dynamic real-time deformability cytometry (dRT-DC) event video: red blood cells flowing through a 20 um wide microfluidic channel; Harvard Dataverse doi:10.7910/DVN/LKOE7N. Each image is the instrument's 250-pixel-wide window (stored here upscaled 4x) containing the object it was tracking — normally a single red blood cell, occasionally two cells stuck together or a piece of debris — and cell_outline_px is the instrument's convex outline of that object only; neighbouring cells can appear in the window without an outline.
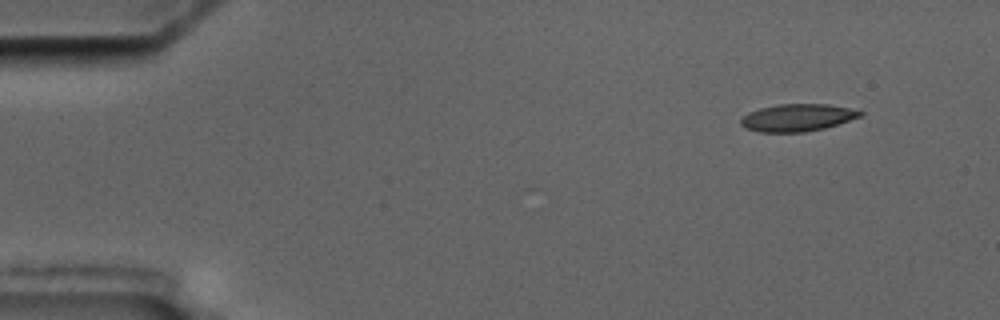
{"species": "common noctule bat (a hibernating species)", "species_latin": "Nyctalus noctula", "temperature_condition": "cold", "stored_images_in_passage": 4, "camera_frame_rate_fps": 3000, "um_per_image_px": 0.085, "animal": {"sex": "male", "body_mass_g": 17.5, "forearm_length_mm": 52.3}, "frame": {"image": 1, "passage_image": 1, "time_ms": 0.0, "image_size_px": [1000, 320], "cell_outline_px": [[864, 112], [860, 116], [824, 128], [804, 132], [760, 132], [744, 128], [740, 124], [740, 120], [748, 112], [760, 108], [776, 104], [828, 104], [848, 108]], "centroid_in_image_um": [67.71, 10.0], "position_along_channel_um": 17.3, "area_um2": 18.84}}
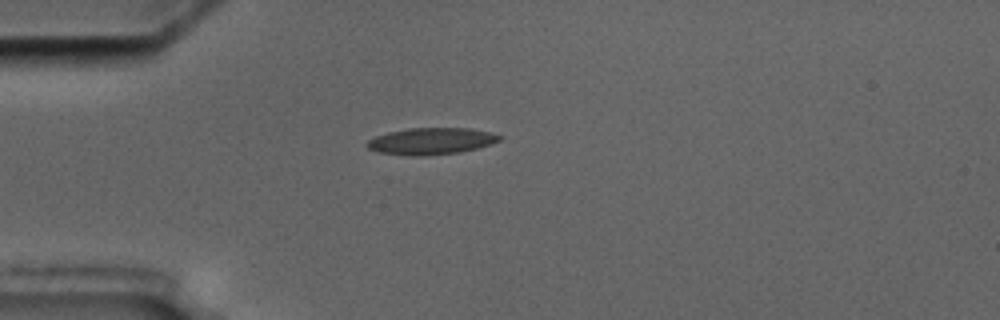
{"frame": {"image": 2, "passage_image": 4, "time_ms": 3.333, "image_size_px": [1000, 320], "cell_outline_px": [[504, 136], [500, 140], [476, 148], [460, 152], [424, 156], [412, 156], [380, 152], [368, 148], [364, 144], [368, 140], [376, 136], [388, 132], [408, 128], [468, 128], [488, 132]], "centroid_in_image_um": [36.62, 11.99], "position_along_channel_um": 48.4, "area_um2": 20.46}}